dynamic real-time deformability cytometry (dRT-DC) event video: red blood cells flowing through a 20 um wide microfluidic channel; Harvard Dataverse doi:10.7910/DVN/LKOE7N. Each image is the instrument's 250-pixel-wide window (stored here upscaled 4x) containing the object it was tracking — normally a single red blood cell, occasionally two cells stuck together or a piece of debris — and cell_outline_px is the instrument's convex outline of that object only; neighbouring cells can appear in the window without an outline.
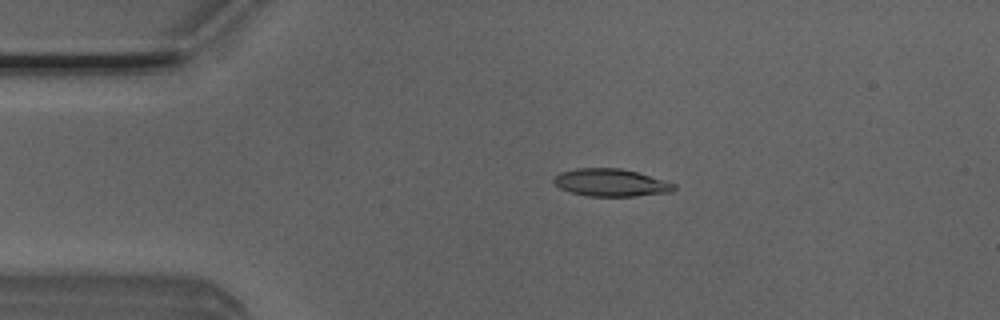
{"species": "Egyptian fruit bat (a non-hibernating species)", "species_latin": "Rousettus aegyptiacus", "temperature_condition": "room temperature", "stored_images_in_passage": 2, "camera_frame_rate_fps": 3000, "um_per_image_px": 0.085, "animal": {"sex": "male"}, "frame": {"image": 1, "passage_image": 1, "time_ms": 0.0, "image_size_px": [1000, 320], "cell_outline_px": [[676, 188], [672, 192], [636, 196], [588, 196], [568, 192], [560, 188], [552, 180], [560, 172], [576, 168], [620, 168], [636, 172], [664, 180], [676, 184]], "centroid_in_image_um": [51.92, 15.53], "position_along_channel_um": 33.1, "area_um2": 19.31}}